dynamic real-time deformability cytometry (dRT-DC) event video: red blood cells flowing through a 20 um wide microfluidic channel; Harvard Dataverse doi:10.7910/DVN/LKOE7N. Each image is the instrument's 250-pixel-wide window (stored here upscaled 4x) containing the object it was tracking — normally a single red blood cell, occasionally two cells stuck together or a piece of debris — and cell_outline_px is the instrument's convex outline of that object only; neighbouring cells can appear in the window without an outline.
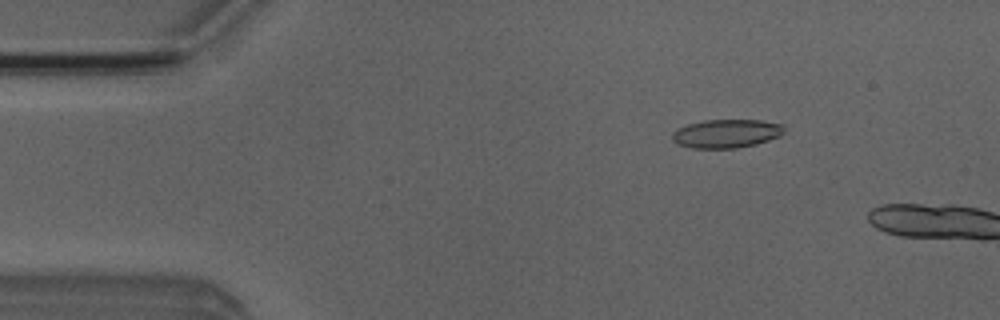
{"species": "Egyptian fruit bat (a non-hibernating species)", "species_latin": "Rousettus aegyptiacus", "temperature_condition": "room temperature", "stored_images_in_passage": 11, "camera_frame_rate_fps": 3000, "um_per_image_px": 0.085, "animal": {"sex": "male"}, "frame": {"image": 1, "passage_image": 8, "time_ms": 2.333, "image_size_px": [1000, 320], "cell_outline_px": [[784, 132], [780, 136], [756, 144], [736, 148], [692, 148], [680, 144], [672, 140], [672, 132], [688, 124], [704, 120], [760, 120], [784, 124]], "centroid_in_image_um": [61.77, 11.35], "position_along_channel_um": 23.2, "area_um2": 18.55}}